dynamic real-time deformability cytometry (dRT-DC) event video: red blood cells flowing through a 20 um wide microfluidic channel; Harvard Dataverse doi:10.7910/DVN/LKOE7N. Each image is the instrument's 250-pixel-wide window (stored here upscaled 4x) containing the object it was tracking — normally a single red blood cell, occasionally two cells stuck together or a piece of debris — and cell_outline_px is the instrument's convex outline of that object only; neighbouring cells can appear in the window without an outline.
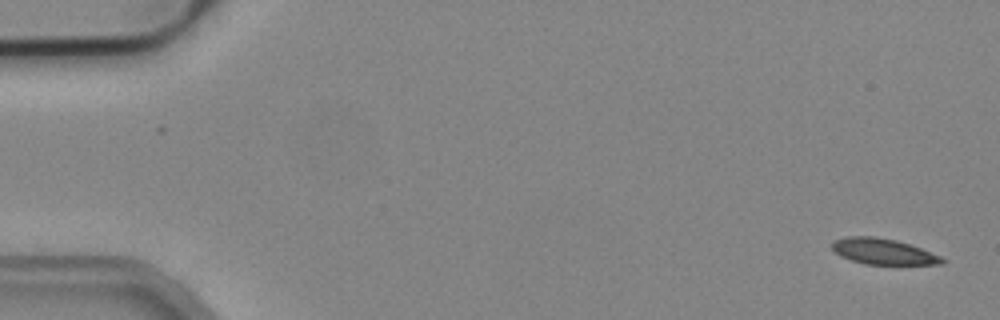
{"species": "common noctule bat (a hibernating species)", "species_latin": "Nyctalus noctula", "temperature_condition": "cold", "stored_images_in_passage": 2, "camera_frame_rate_fps": 3000, "um_per_image_px": 0.085, "animal": {"sex": "male", "body_mass_g": 19.2, "forearm_length_mm": 51.8}, "frame": {"image": 1, "passage_image": 2, "time_ms": 0.333, "image_size_px": [1000, 320], "cell_outline_px": [[948, 260], [944, 264], [864, 264], [840, 256], [832, 248], [832, 240], [848, 236], [876, 236], [896, 240], [920, 248], [940, 256]], "centroid_in_image_um": [75.06, 21.37], "position_along_channel_um": 9.9, "area_um2": 16.53}}